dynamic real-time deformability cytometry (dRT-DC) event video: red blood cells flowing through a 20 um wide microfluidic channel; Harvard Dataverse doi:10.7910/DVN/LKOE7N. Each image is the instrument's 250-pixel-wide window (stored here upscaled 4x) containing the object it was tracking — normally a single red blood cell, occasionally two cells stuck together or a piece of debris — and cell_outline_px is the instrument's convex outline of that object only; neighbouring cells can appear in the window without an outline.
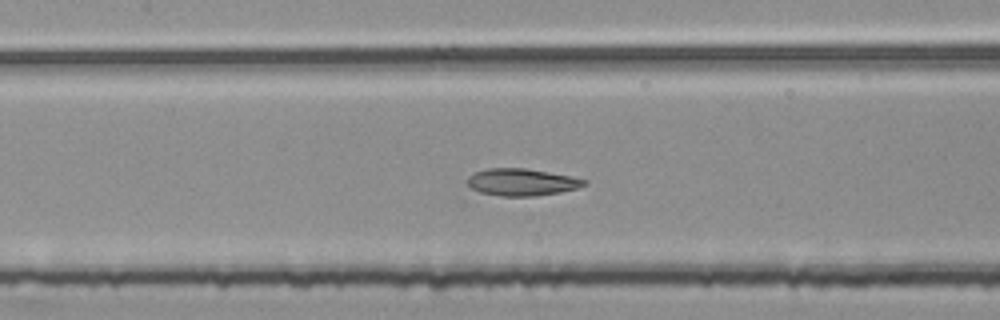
{"species": "common noctule bat (a hibernating species)", "species_latin": "Nyctalus noctula", "temperature_condition": "room temperature", "stored_images_in_passage": 46, "segment_of_instrument_passage": [2, 2], "camera_frame_rate_fps": 3000, "um_per_image_px": 0.085, "animal": {"sex": "female", "body_mass_g": 25.1}, "frame": {"image": 1, "passage_image": 24, "time_ms": 7.667, "image_size_px": [1000, 320], "cell_outline_px": [[588, 184], [580, 188], [560, 192], [536, 196], [500, 196], [480, 192], [472, 188], [464, 180], [472, 172], [488, 168], [524, 168], [548, 172], [588, 180]], "centroid_in_image_um": [44.33, 15.48], "position_along_channel_um": 163.1, "area_um2": 18.61}}
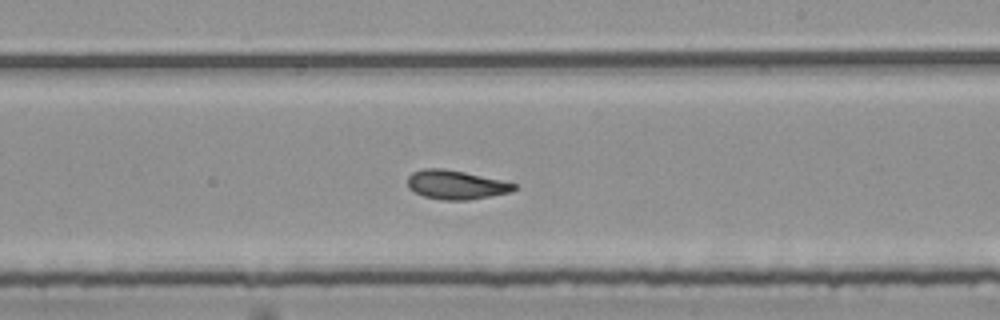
{"frame": {"image": 2, "passage_image": 31, "time_ms": 10.0, "image_size_px": [1000, 320], "cell_outline_px": [[516, 188], [512, 192], [468, 200], [444, 200], [424, 196], [408, 188], [408, 176], [412, 172], [424, 168], [444, 168], [464, 172], [500, 180], [516, 184]], "centroid_in_image_um": [38.74, 15.7], "position_along_channel_um": 250.3, "area_um2": 17.86}}
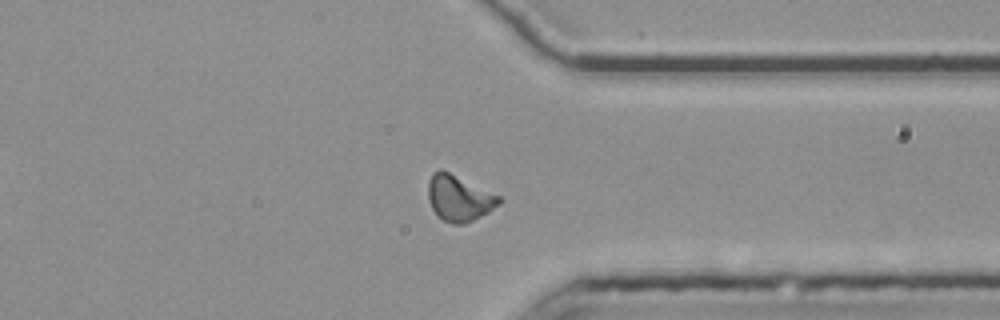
{"frame": {"image": 3, "passage_image": 41, "time_ms": 13.333, "image_size_px": [1000, 320], "cell_outline_px": [[504, 200], [500, 204], [488, 212], [464, 224], [452, 224], [444, 220], [432, 208], [428, 200], [428, 180], [432, 172], [440, 168], [500, 196]], "centroid_in_image_um": [39.01, 16.83], "position_along_channel_um": 372.4, "area_um2": 18.84}}